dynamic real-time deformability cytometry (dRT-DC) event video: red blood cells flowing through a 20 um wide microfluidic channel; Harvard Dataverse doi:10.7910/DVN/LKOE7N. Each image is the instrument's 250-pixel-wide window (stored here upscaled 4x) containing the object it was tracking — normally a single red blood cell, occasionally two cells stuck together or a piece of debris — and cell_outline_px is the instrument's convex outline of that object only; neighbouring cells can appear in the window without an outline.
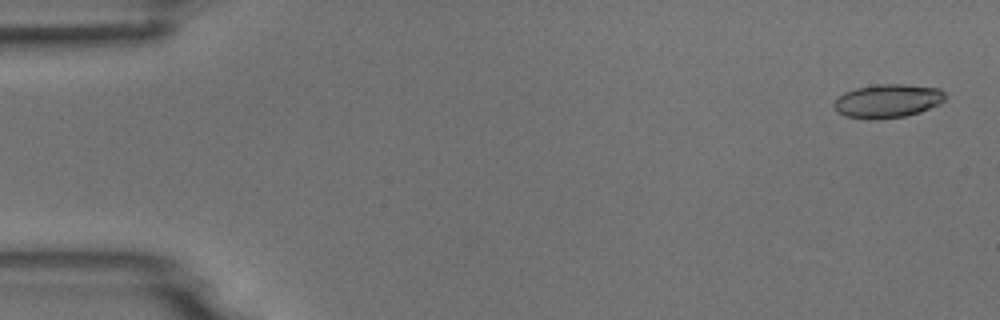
{"species": "common noctule bat (a hibernating species)", "species_latin": "Nyctalus noctula", "temperature_condition": "room temperature", "stored_images_in_passage": 53, "camera_frame_rate_fps": 3000, "um_per_image_px": 0.085, "animal": {"sex": "male", "body_mass_g": 18.8}, "frame": {"image": 1, "passage_image": 2, "time_ms": 0.333, "image_size_px": [1000, 320], "cell_outline_px": [[944, 100], [940, 104], [920, 112], [904, 116], [844, 116], [832, 104], [844, 92], [856, 88], [876, 84], [904, 84], [940, 88], [944, 92]], "centroid_in_image_um": [75.51, 8.52], "position_along_channel_um": 9.5, "area_um2": 20.87}}
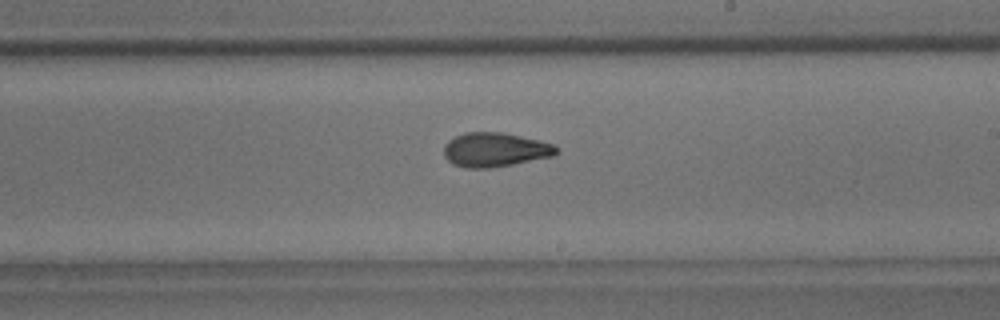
{"frame": {"image": 2, "passage_image": 31, "time_ms": 10.0, "image_size_px": [1000, 320], "cell_outline_px": [[560, 152], [556, 156], [492, 168], [464, 168], [452, 164], [444, 156], [444, 144], [448, 140], [464, 132], [504, 132], [540, 140], [556, 144], [560, 148]], "centroid_in_image_um": [42.13, 12.73], "position_along_channel_um": 246.9, "area_um2": 23.0}}
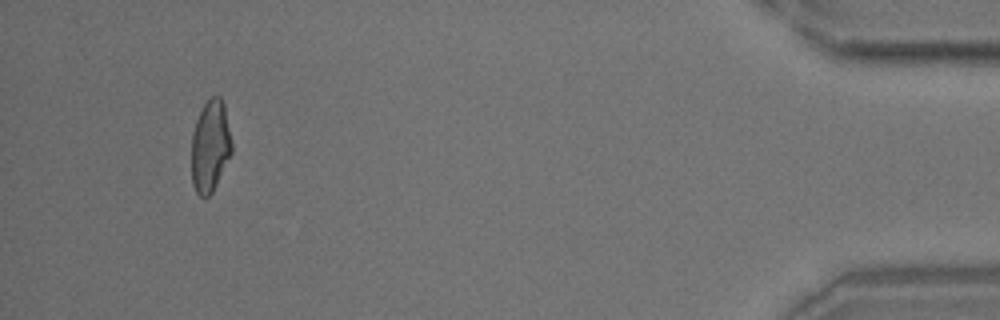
{"frame": {"image": 3, "passage_image": 50, "time_ms": 16.333, "image_size_px": [1000, 320], "cell_outline_px": [[232, 152], [212, 192], [208, 196], [200, 196], [196, 192], [192, 184], [192, 132], [196, 120], [204, 104], [212, 96], [220, 96], [224, 104], [232, 144]], "centroid_in_image_um": [17.86, 12.41], "position_along_channel_um": 417.3, "area_um2": 21.33}}